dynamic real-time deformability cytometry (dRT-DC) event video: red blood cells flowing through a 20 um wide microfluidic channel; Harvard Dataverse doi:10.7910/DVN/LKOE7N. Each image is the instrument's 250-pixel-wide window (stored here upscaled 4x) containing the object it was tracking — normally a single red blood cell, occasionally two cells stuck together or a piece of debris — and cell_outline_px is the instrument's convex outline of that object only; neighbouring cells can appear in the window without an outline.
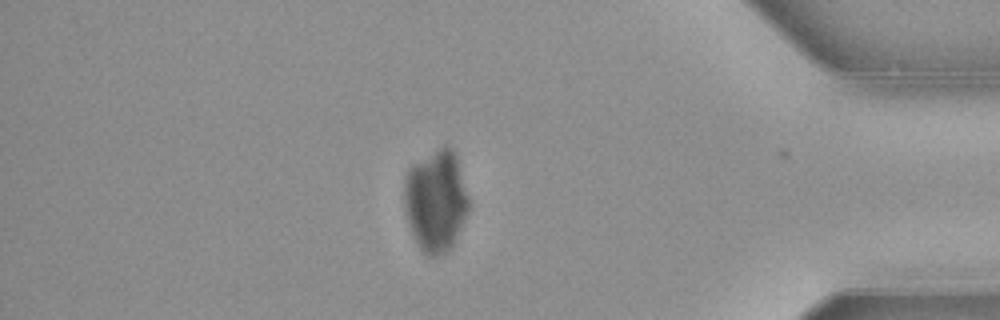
{"species": "common noctule bat (a hibernating species)", "species_latin": "Nyctalus noctula", "temperature_condition": "warm", "stored_images_in_passage": 39, "camera_frame_rate_fps": 3000, "um_per_image_px": 0.085, "animal": {"sex": "female", "body_mass_g": 21.9}, "frame": {"image": 1, "passage_image": 32, "time_ms": 10.333, "image_size_px": [1000, 320], "cell_outline_px": [[468, 208], [452, 248], [436, 256], [428, 256], [416, 244], [408, 224], [404, 208], [404, 176], [408, 168], [412, 164], [444, 144], [452, 148], [456, 152], [468, 196]], "centroid_in_image_um": [37.02, 17.03], "position_along_channel_um": 398.2, "area_um2": 38.49}}